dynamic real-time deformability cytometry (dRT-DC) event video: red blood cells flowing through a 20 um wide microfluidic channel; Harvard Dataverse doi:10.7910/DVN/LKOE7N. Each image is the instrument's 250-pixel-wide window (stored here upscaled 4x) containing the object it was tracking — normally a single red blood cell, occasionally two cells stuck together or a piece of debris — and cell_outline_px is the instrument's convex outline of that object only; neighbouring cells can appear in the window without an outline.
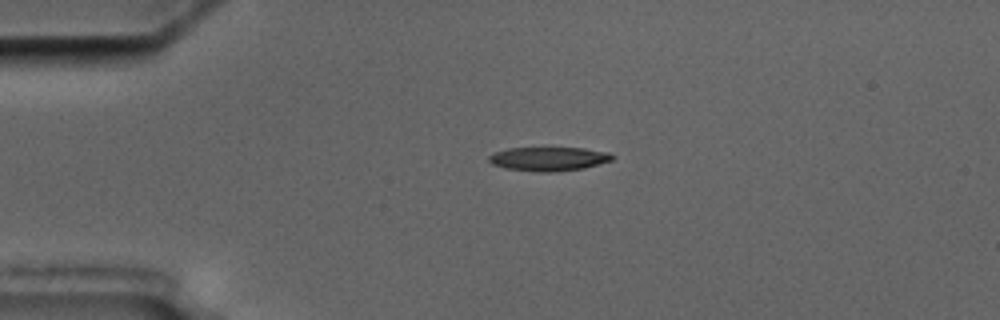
{"species": "common noctule bat (a hibernating species)", "species_latin": "Nyctalus noctula", "temperature_condition": "cold", "stored_images_in_passage": 12, "camera_frame_rate_fps": 3000, "um_per_image_px": 0.085, "animal": {"sex": "male", "body_mass_g": 17.5, "forearm_length_mm": 52.3}, "frame": {"image": 1, "passage_image": 3, "time_ms": 3.0, "image_size_px": [1000, 320], "cell_outline_px": [[616, 156], [612, 160], [584, 168], [556, 172], [540, 172], [504, 168], [492, 164], [488, 160], [488, 156], [492, 152], [508, 148], [584, 148], [612, 152]], "centroid_in_image_um": [46.65, 13.5], "position_along_channel_um": 38.3, "area_um2": 17.46}}
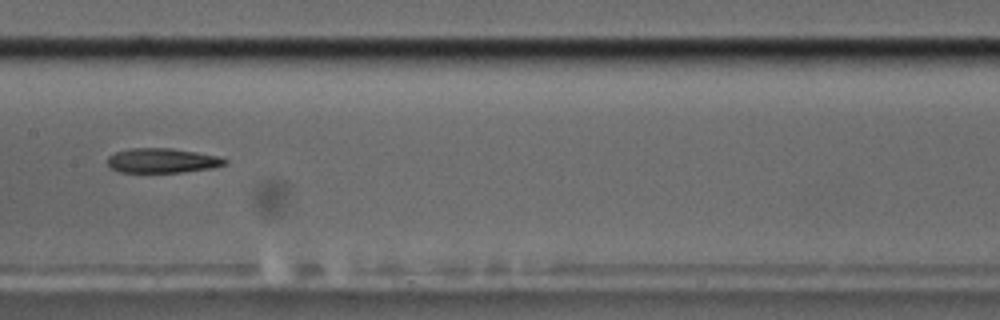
{"frame": {"image": 2, "passage_image": 7, "time_ms": 8.333, "image_size_px": [1000, 320], "cell_outline_px": [[228, 164], [212, 168], [184, 172], [120, 172], [108, 168], [108, 156], [116, 152], [128, 148], [172, 148], [196, 152], [216, 156], [228, 160]], "centroid_in_image_um": [13.77, 13.65], "position_along_channel_um": 193.6, "area_um2": 16.94}}
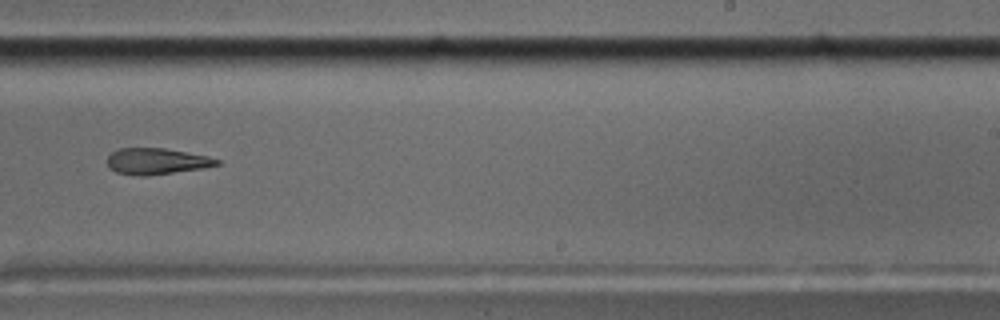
{"frame": {"image": 3, "passage_image": 9, "time_ms": 10.667, "image_size_px": [1000, 320], "cell_outline_px": [[220, 164], [204, 168], [148, 176], [140, 176], [116, 172], [108, 168], [108, 156], [112, 152], [120, 148], [164, 148], [208, 156], [220, 160]], "centroid_in_image_um": [13.31, 13.71], "position_along_channel_um": 275.7, "area_um2": 16.76}, "authors_computed_cell_mechanics": {"area_um2": 17.4267, "velocity_mm_per_s": 3.5294, "shape_relaxation_time_tau1_ms": null, "shape_relaxation_time_tau2_ms": 4.6026, "deformation_change_tau1": null, "deformation_change_tau2": 0.1178}}